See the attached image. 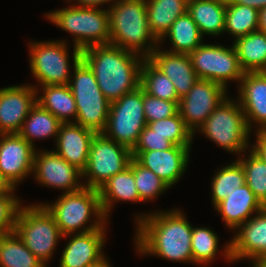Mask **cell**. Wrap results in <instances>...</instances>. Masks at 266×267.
I'll return each mask as SVG.
<instances>
[{"instance_id": "obj_38", "label": "cell", "mask_w": 266, "mask_h": 267, "mask_svg": "<svg viewBox=\"0 0 266 267\" xmlns=\"http://www.w3.org/2000/svg\"><path fill=\"white\" fill-rule=\"evenodd\" d=\"M132 171L140 201L156 198L169 188L157 175L141 166L134 158H132Z\"/></svg>"}, {"instance_id": "obj_27", "label": "cell", "mask_w": 266, "mask_h": 267, "mask_svg": "<svg viewBox=\"0 0 266 267\" xmlns=\"http://www.w3.org/2000/svg\"><path fill=\"white\" fill-rule=\"evenodd\" d=\"M244 72L266 71V34L251 32L237 38L233 44Z\"/></svg>"}, {"instance_id": "obj_48", "label": "cell", "mask_w": 266, "mask_h": 267, "mask_svg": "<svg viewBox=\"0 0 266 267\" xmlns=\"http://www.w3.org/2000/svg\"><path fill=\"white\" fill-rule=\"evenodd\" d=\"M257 267H266V258Z\"/></svg>"}, {"instance_id": "obj_9", "label": "cell", "mask_w": 266, "mask_h": 267, "mask_svg": "<svg viewBox=\"0 0 266 267\" xmlns=\"http://www.w3.org/2000/svg\"><path fill=\"white\" fill-rule=\"evenodd\" d=\"M146 125L143 89L138 87L110 102L107 124L102 133L132 151Z\"/></svg>"}, {"instance_id": "obj_30", "label": "cell", "mask_w": 266, "mask_h": 267, "mask_svg": "<svg viewBox=\"0 0 266 267\" xmlns=\"http://www.w3.org/2000/svg\"><path fill=\"white\" fill-rule=\"evenodd\" d=\"M62 122L51 112L44 109L40 104H36L24 120L19 134L32 146L34 138H46L58 136V131Z\"/></svg>"}, {"instance_id": "obj_18", "label": "cell", "mask_w": 266, "mask_h": 267, "mask_svg": "<svg viewBox=\"0 0 266 267\" xmlns=\"http://www.w3.org/2000/svg\"><path fill=\"white\" fill-rule=\"evenodd\" d=\"M190 148L174 145L163 151L132 152V158L171 187L179 181L188 165Z\"/></svg>"}, {"instance_id": "obj_10", "label": "cell", "mask_w": 266, "mask_h": 267, "mask_svg": "<svg viewBox=\"0 0 266 267\" xmlns=\"http://www.w3.org/2000/svg\"><path fill=\"white\" fill-rule=\"evenodd\" d=\"M132 151L103 133H96L90 146L88 161L82 176H88L85 187L99 189L111 177L129 166Z\"/></svg>"}, {"instance_id": "obj_1", "label": "cell", "mask_w": 266, "mask_h": 267, "mask_svg": "<svg viewBox=\"0 0 266 267\" xmlns=\"http://www.w3.org/2000/svg\"><path fill=\"white\" fill-rule=\"evenodd\" d=\"M181 212L177 209L137 218L136 248L146 255L150 253L172 261L193 262V227Z\"/></svg>"}, {"instance_id": "obj_32", "label": "cell", "mask_w": 266, "mask_h": 267, "mask_svg": "<svg viewBox=\"0 0 266 267\" xmlns=\"http://www.w3.org/2000/svg\"><path fill=\"white\" fill-rule=\"evenodd\" d=\"M140 87L148 95L168 101H180L172 81L148 58L143 60Z\"/></svg>"}, {"instance_id": "obj_44", "label": "cell", "mask_w": 266, "mask_h": 267, "mask_svg": "<svg viewBox=\"0 0 266 267\" xmlns=\"http://www.w3.org/2000/svg\"><path fill=\"white\" fill-rule=\"evenodd\" d=\"M13 190H15V187L0 172V196L13 195Z\"/></svg>"}, {"instance_id": "obj_2", "label": "cell", "mask_w": 266, "mask_h": 267, "mask_svg": "<svg viewBox=\"0 0 266 267\" xmlns=\"http://www.w3.org/2000/svg\"><path fill=\"white\" fill-rule=\"evenodd\" d=\"M137 55L106 44L83 49L81 59L94 73L104 96L112 102L140 87L142 60L145 58L140 56L139 60Z\"/></svg>"}, {"instance_id": "obj_3", "label": "cell", "mask_w": 266, "mask_h": 267, "mask_svg": "<svg viewBox=\"0 0 266 267\" xmlns=\"http://www.w3.org/2000/svg\"><path fill=\"white\" fill-rule=\"evenodd\" d=\"M108 12L110 44L135 54L141 55L144 51L141 56L149 58L160 42L150 31L146 1L116 0Z\"/></svg>"}, {"instance_id": "obj_24", "label": "cell", "mask_w": 266, "mask_h": 267, "mask_svg": "<svg viewBox=\"0 0 266 267\" xmlns=\"http://www.w3.org/2000/svg\"><path fill=\"white\" fill-rule=\"evenodd\" d=\"M187 12L202 36L225 32L226 0H188Z\"/></svg>"}, {"instance_id": "obj_13", "label": "cell", "mask_w": 266, "mask_h": 267, "mask_svg": "<svg viewBox=\"0 0 266 267\" xmlns=\"http://www.w3.org/2000/svg\"><path fill=\"white\" fill-rule=\"evenodd\" d=\"M226 96V88L221 84L198 79L189 92L180 98L178 112L194 134Z\"/></svg>"}, {"instance_id": "obj_17", "label": "cell", "mask_w": 266, "mask_h": 267, "mask_svg": "<svg viewBox=\"0 0 266 267\" xmlns=\"http://www.w3.org/2000/svg\"><path fill=\"white\" fill-rule=\"evenodd\" d=\"M36 87L11 86L0 89V134L19 133L37 102Z\"/></svg>"}, {"instance_id": "obj_21", "label": "cell", "mask_w": 266, "mask_h": 267, "mask_svg": "<svg viewBox=\"0 0 266 267\" xmlns=\"http://www.w3.org/2000/svg\"><path fill=\"white\" fill-rule=\"evenodd\" d=\"M95 132L75 123H62L54 151L69 164L83 171L87 165L91 142Z\"/></svg>"}, {"instance_id": "obj_28", "label": "cell", "mask_w": 266, "mask_h": 267, "mask_svg": "<svg viewBox=\"0 0 266 267\" xmlns=\"http://www.w3.org/2000/svg\"><path fill=\"white\" fill-rule=\"evenodd\" d=\"M43 96L37 97V103L51 112L62 123H72L70 116L77 117L75 98L69 85H45Z\"/></svg>"}, {"instance_id": "obj_25", "label": "cell", "mask_w": 266, "mask_h": 267, "mask_svg": "<svg viewBox=\"0 0 266 267\" xmlns=\"http://www.w3.org/2000/svg\"><path fill=\"white\" fill-rule=\"evenodd\" d=\"M151 33L162 42L176 19L187 12L188 0H145Z\"/></svg>"}, {"instance_id": "obj_26", "label": "cell", "mask_w": 266, "mask_h": 267, "mask_svg": "<svg viewBox=\"0 0 266 267\" xmlns=\"http://www.w3.org/2000/svg\"><path fill=\"white\" fill-rule=\"evenodd\" d=\"M98 191L105 217H107L112 203L115 201L140 202L132 171V159L127 168L111 177Z\"/></svg>"}, {"instance_id": "obj_7", "label": "cell", "mask_w": 266, "mask_h": 267, "mask_svg": "<svg viewBox=\"0 0 266 267\" xmlns=\"http://www.w3.org/2000/svg\"><path fill=\"white\" fill-rule=\"evenodd\" d=\"M21 207L22 205L16 216L14 231L26 247L46 265L55 250L57 240L63 235L44 205Z\"/></svg>"}, {"instance_id": "obj_4", "label": "cell", "mask_w": 266, "mask_h": 267, "mask_svg": "<svg viewBox=\"0 0 266 267\" xmlns=\"http://www.w3.org/2000/svg\"><path fill=\"white\" fill-rule=\"evenodd\" d=\"M73 50L74 80L69 82L77 108L73 123L102 133L107 124L110 101L102 93L92 70L81 59L82 50L77 47Z\"/></svg>"}, {"instance_id": "obj_33", "label": "cell", "mask_w": 266, "mask_h": 267, "mask_svg": "<svg viewBox=\"0 0 266 267\" xmlns=\"http://www.w3.org/2000/svg\"><path fill=\"white\" fill-rule=\"evenodd\" d=\"M259 11L249 6L226 3L225 29L235 39L258 31Z\"/></svg>"}, {"instance_id": "obj_43", "label": "cell", "mask_w": 266, "mask_h": 267, "mask_svg": "<svg viewBox=\"0 0 266 267\" xmlns=\"http://www.w3.org/2000/svg\"><path fill=\"white\" fill-rule=\"evenodd\" d=\"M226 3H234L237 5L249 6L258 11L266 7V0H226Z\"/></svg>"}, {"instance_id": "obj_5", "label": "cell", "mask_w": 266, "mask_h": 267, "mask_svg": "<svg viewBox=\"0 0 266 267\" xmlns=\"http://www.w3.org/2000/svg\"><path fill=\"white\" fill-rule=\"evenodd\" d=\"M63 194L54 204L44 205L54 217L63 237L80 228H83L80 231L84 233L105 226L106 217L101 207L97 189L84 186L80 190ZM92 214L96 215L97 221L86 228L82 227L89 221Z\"/></svg>"}, {"instance_id": "obj_16", "label": "cell", "mask_w": 266, "mask_h": 267, "mask_svg": "<svg viewBox=\"0 0 266 267\" xmlns=\"http://www.w3.org/2000/svg\"><path fill=\"white\" fill-rule=\"evenodd\" d=\"M33 172L38 182L64 189L65 194L84 187L78 182L79 177H83L82 171L54 151L35 152Z\"/></svg>"}, {"instance_id": "obj_19", "label": "cell", "mask_w": 266, "mask_h": 267, "mask_svg": "<svg viewBox=\"0 0 266 267\" xmlns=\"http://www.w3.org/2000/svg\"><path fill=\"white\" fill-rule=\"evenodd\" d=\"M240 83L239 103L249 129L255 122L260 124L257 132H266V71L245 72Z\"/></svg>"}, {"instance_id": "obj_14", "label": "cell", "mask_w": 266, "mask_h": 267, "mask_svg": "<svg viewBox=\"0 0 266 267\" xmlns=\"http://www.w3.org/2000/svg\"><path fill=\"white\" fill-rule=\"evenodd\" d=\"M238 229L239 233L226 245L224 255L231 261L252 259L253 267H257L266 258V207Z\"/></svg>"}, {"instance_id": "obj_6", "label": "cell", "mask_w": 266, "mask_h": 267, "mask_svg": "<svg viewBox=\"0 0 266 267\" xmlns=\"http://www.w3.org/2000/svg\"><path fill=\"white\" fill-rule=\"evenodd\" d=\"M47 18L74 37V47L83 50L94 45L110 44L108 10L98 7L70 6L46 15Z\"/></svg>"}, {"instance_id": "obj_35", "label": "cell", "mask_w": 266, "mask_h": 267, "mask_svg": "<svg viewBox=\"0 0 266 267\" xmlns=\"http://www.w3.org/2000/svg\"><path fill=\"white\" fill-rule=\"evenodd\" d=\"M147 126L155 133L164 136L173 145L191 146L193 132L186 126L179 112L171 117L148 122Z\"/></svg>"}, {"instance_id": "obj_45", "label": "cell", "mask_w": 266, "mask_h": 267, "mask_svg": "<svg viewBox=\"0 0 266 267\" xmlns=\"http://www.w3.org/2000/svg\"><path fill=\"white\" fill-rule=\"evenodd\" d=\"M111 1L113 0H77L79 7H97Z\"/></svg>"}, {"instance_id": "obj_41", "label": "cell", "mask_w": 266, "mask_h": 267, "mask_svg": "<svg viewBox=\"0 0 266 267\" xmlns=\"http://www.w3.org/2000/svg\"><path fill=\"white\" fill-rule=\"evenodd\" d=\"M174 145L164 136L155 133L147 125L140 133L139 140L132 152L163 151L171 149Z\"/></svg>"}, {"instance_id": "obj_31", "label": "cell", "mask_w": 266, "mask_h": 267, "mask_svg": "<svg viewBox=\"0 0 266 267\" xmlns=\"http://www.w3.org/2000/svg\"><path fill=\"white\" fill-rule=\"evenodd\" d=\"M173 45L171 53L189 54L193 52L202 43V35L197 24L192 20L191 15L186 12L179 16L165 36Z\"/></svg>"}, {"instance_id": "obj_42", "label": "cell", "mask_w": 266, "mask_h": 267, "mask_svg": "<svg viewBox=\"0 0 266 267\" xmlns=\"http://www.w3.org/2000/svg\"><path fill=\"white\" fill-rule=\"evenodd\" d=\"M257 143L251 145L252 151L266 163V132H257Z\"/></svg>"}, {"instance_id": "obj_22", "label": "cell", "mask_w": 266, "mask_h": 267, "mask_svg": "<svg viewBox=\"0 0 266 267\" xmlns=\"http://www.w3.org/2000/svg\"><path fill=\"white\" fill-rule=\"evenodd\" d=\"M148 59L172 81L179 98L185 96L199 79L188 54L156 48Z\"/></svg>"}, {"instance_id": "obj_15", "label": "cell", "mask_w": 266, "mask_h": 267, "mask_svg": "<svg viewBox=\"0 0 266 267\" xmlns=\"http://www.w3.org/2000/svg\"><path fill=\"white\" fill-rule=\"evenodd\" d=\"M0 172L16 187L33 172L35 148L19 133L0 134Z\"/></svg>"}, {"instance_id": "obj_8", "label": "cell", "mask_w": 266, "mask_h": 267, "mask_svg": "<svg viewBox=\"0 0 266 267\" xmlns=\"http://www.w3.org/2000/svg\"><path fill=\"white\" fill-rule=\"evenodd\" d=\"M209 139L229 152H245L250 129L239 102L225 98L199 127Z\"/></svg>"}, {"instance_id": "obj_46", "label": "cell", "mask_w": 266, "mask_h": 267, "mask_svg": "<svg viewBox=\"0 0 266 267\" xmlns=\"http://www.w3.org/2000/svg\"><path fill=\"white\" fill-rule=\"evenodd\" d=\"M258 30L266 34V7L259 11Z\"/></svg>"}, {"instance_id": "obj_40", "label": "cell", "mask_w": 266, "mask_h": 267, "mask_svg": "<svg viewBox=\"0 0 266 267\" xmlns=\"http://www.w3.org/2000/svg\"><path fill=\"white\" fill-rule=\"evenodd\" d=\"M19 203L14 195L0 196V236L14 231Z\"/></svg>"}, {"instance_id": "obj_23", "label": "cell", "mask_w": 266, "mask_h": 267, "mask_svg": "<svg viewBox=\"0 0 266 267\" xmlns=\"http://www.w3.org/2000/svg\"><path fill=\"white\" fill-rule=\"evenodd\" d=\"M264 206L255 197L247 184L235 189L225 200L215 206L225 224L231 229L239 228L253 212H260Z\"/></svg>"}, {"instance_id": "obj_20", "label": "cell", "mask_w": 266, "mask_h": 267, "mask_svg": "<svg viewBox=\"0 0 266 267\" xmlns=\"http://www.w3.org/2000/svg\"><path fill=\"white\" fill-rule=\"evenodd\" d=\"M105 227L76 234L66 245L60 259V267H90L105 257L101 252L105 239Z\"/></svg>"}, {"instance_id": "obj_47", "label": "cell", "mask_w": 266, "mask_h": 267, "mask_svg": "<svg viewBox=\"0 0 266 267\" xmlns=\"http://www.w3.org/2000/svg\"><path fill=\"white\" fill-rule=\"evenodd\" d=\"M105 258L101 260L98 264L90 266V267H110V264L107 262Z\"/></svg>"}, {"instance_id": "obj_34", "label": "cell", "mask_w": 266, "mask_h": 267, "mask_svg": "<svg viewBox=\"0 0 266 267\" xmlns=\"http://www.w3.org/2000/svg\"><path fill=\"white\" fill-rule=\"evenodd\" d=\"M245 171L238 160L221 168L212 180L214 206L226 199L236 188L246 184Z\"/></svg>"}, {"instance_id": "obj_37", "label": "cell", "mask_w": 266, "mask_h": 267, "mask_svg": "<svg viewBox=\"0 0 266 267\" xmlns=\"http://www.w3.org/2000/svg\"><path fill=\"white\" fill-rule=\"evenodd\" d=\"M191 248L193 262L207 264L218 252V236L208 228H193Z\"/></svg>"}, {"instance_id": "obj_12", "label": "cell", "mask_w": 266, "mask_h": 267, "mask_svg": "<svg viewBox=\"0 0 266 267\" xmlns=\"http://www.w3.org/2000/svg\"><path fill=\"white\" fill-rule=\"evenodd\" d=\"M64 41L31 43L30 69L41 85H69L70 73Z\"/></svg>"}, {"instance_id": "obj_39", "label": "cell", "mask_w": 266, "mask_h": 267, "mask_svg": "<svg viewBox=\"0 0 266 267\" xmlns=\"http://www.w3.org/2000/svg\"><path fill=\"white\" fill-rule=\"evenodd\" d=\"M179 101H168L148 95L143 91V110L146 123L174 116L178 113Z\"/></svg>"}, {"instance_id": "obj_11", "label": "cell", "mask_w": 266, "mask_h": 267, "mask_svg": "<svg viewBox=\"0 0 266 267\" xmlns=\"http://www.w3.org/2000/svg\"><path fill=\"white\" fill-rule=\"evenodd\" d=\"M193 69L199 79L210 80L227 88V81H241L244 70L241 68L234 46L201 44L188 54Z\"/></svg>"}, {"instance_id": "obj_29", "label": "cell", "mask_w": 266, "mask_h": 267, "mask_svg": "<svg viewBox=\"0 0 266 267\" xmlns=\"http://www.w3.org/2000/svg\"><path fill=\"white\" fill-rule=\"evenodd\" d=\"M0 267H46L15 231L0 236Z\"/></svg>"}, {"instance_id": "obj_36", "label": "cell", "mask_w": 266, "mask_h": 267, "mask_svg": "<svg viewBox=\"0 0 266 267\" xmlns=\"http://www.w3.org/2000/svg\"><path fill=\"white\" fill-rule=\"evenodd\" d=\"M248 158L238 159L245 171L246 184L255 197L266 207V163L253 151Z\"/></svg>"}]
</instances>
